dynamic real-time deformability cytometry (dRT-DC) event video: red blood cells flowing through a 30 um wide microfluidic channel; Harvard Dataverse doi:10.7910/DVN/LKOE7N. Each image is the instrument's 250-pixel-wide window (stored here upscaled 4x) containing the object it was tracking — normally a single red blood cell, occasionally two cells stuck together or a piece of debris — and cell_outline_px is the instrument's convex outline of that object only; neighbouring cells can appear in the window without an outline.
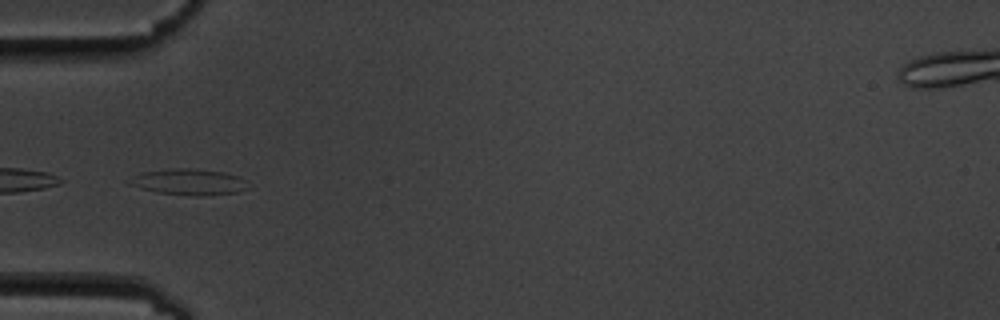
{"species": "common noctule bat (a hibernating species)", "species_latin": "Nyctalus noctula", "temperature_condition": "cold", "stored_images_in_passage": 5, "camera_frame_rate_fps": 3000, "um_per_image_px": 0.085, "animal": {"sex": "male", "body_mass_g": 19.5, "forearm_length_mm": 54.6}, "frame": {"image": 1, "passage_image": 4, "time_ms": 3.333, "image_size_px": [1000, 320], "cell_outline_px": [[252, 188], [236, 192], [200, 196], [196, 196], [160, 192], [140, 188], [124, 180], [144, 172], [172, 168], [188, 168], [224, 172], [240, 176], [252, 184]], "centroid_in_image_um": [16.15, 15.46], "position_along_channel_um": 68.8, "area_um2": 18.09}}
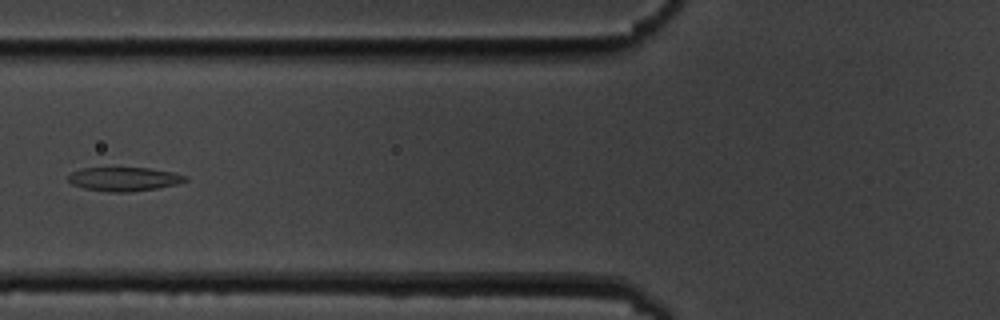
{"frame": {"image": 2, "passage_image": 5, "time_ms": 4.667, "image_size_px": [1000, 320], "cell_outline_px": [[188, 180], [176, 184], [156, 188], [128, 192], [108, 192], [84, 188], [72, 184], [68, 180], [68, 176], [72, 172], [80, 168], [148, 168], [172, 172], [188, 176]], "centroid_in_image_um": [10.53, 15.22], "position_along_channel_um": 115.3, "area_um2": 16.18}}